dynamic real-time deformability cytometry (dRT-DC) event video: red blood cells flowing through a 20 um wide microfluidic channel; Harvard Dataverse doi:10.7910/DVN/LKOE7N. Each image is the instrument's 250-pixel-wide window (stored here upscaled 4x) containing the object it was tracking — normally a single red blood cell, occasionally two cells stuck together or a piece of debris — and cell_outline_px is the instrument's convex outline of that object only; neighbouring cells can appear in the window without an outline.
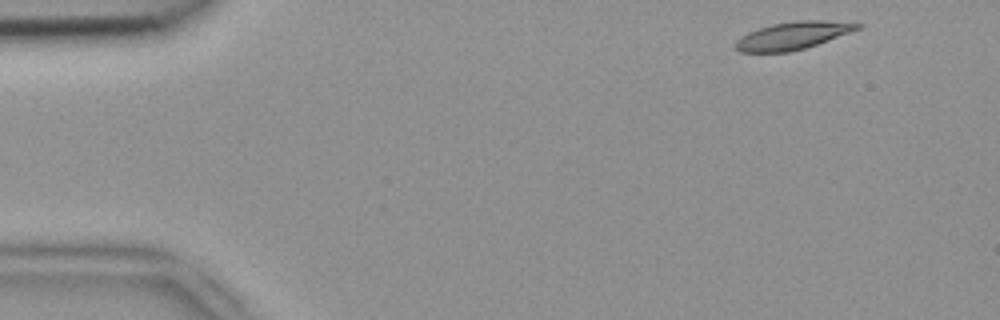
{"species": "common noctule bat (a hibernating species)", "species_latin": "Nyctalus noctula", "temperature_condition": "room temperature", "stored_images_in_passage": 48, "camera_frame_rate_fps": 3000, "um_per_image_px": 0.085, "animal": {"sex": "female", "body_mass_g": 18.4}, "frame": {"image": 1, "passage_image": 1, "time_ms": 0.0, "image_size_px": [1000, 320], "cell_outline_px": [[864, 24], [860, 28], [828, 40], [804, 48], [788, 52], [740, 52], [732, 48], [736, 40], [748, 32], [772, 24], [796, 20], [824, 20]], "centroid_in_image_um": [67.34, 3.03], "position_along_channel_um": 17.7, "area_um2": 19.48}}
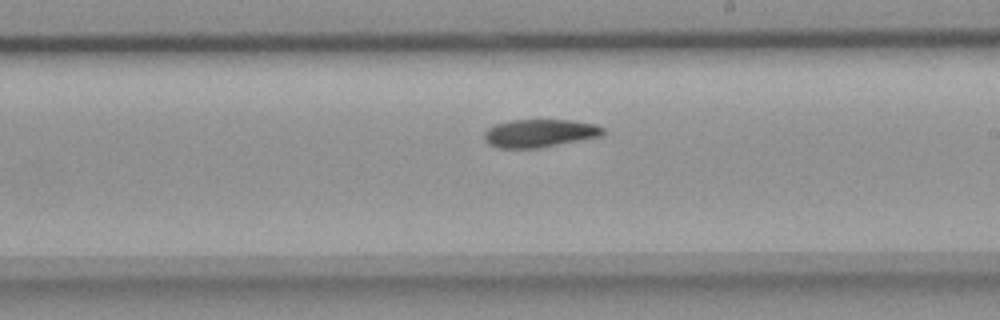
{"frame": {"image": 2, "passage_image": 26, "time_ms": 8.333, "image_size_px": [1000, 320], "cell_outline_px": [[604, 136], [540, 148], [500, 148], [488, 144], [484, 140], [484, 132], [488, 128], [496, 124], [512, 120], [572, 120], [596, 124], [604, 128]], "centroid_in_image_um": [45.9, 11.33], "position_along_channel_um": 243.1, "area_um2": 19.59}}
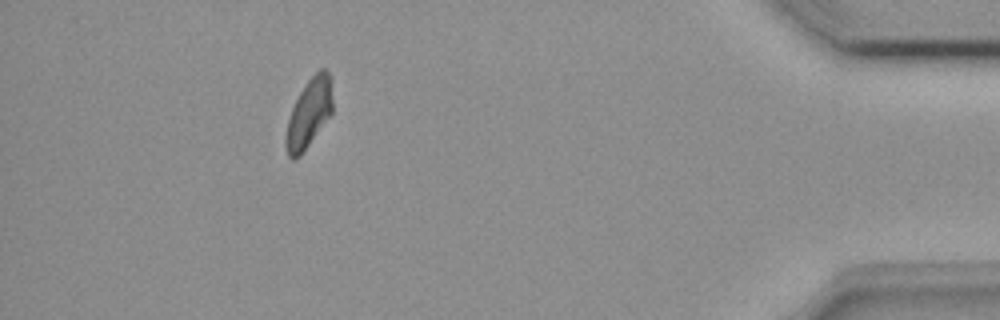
{"frame": {"image": 3, "passage_image": 43, "time_ms": 14.0, "image_size_px": [1000, 320], "cell_outline_px": [[332, 112], [300, 156], [292, 160], [288, 156], [284, 144], [284, 136], [288, 120], [292, 108], [300, 92], [308, 80], [320, 68], [324, 68], [328, 72], [332, 100]], "centroid_in_image_um": [26.22, 9.66], "position_along_channel_um": 409.0, "area_um2": 18.38}}